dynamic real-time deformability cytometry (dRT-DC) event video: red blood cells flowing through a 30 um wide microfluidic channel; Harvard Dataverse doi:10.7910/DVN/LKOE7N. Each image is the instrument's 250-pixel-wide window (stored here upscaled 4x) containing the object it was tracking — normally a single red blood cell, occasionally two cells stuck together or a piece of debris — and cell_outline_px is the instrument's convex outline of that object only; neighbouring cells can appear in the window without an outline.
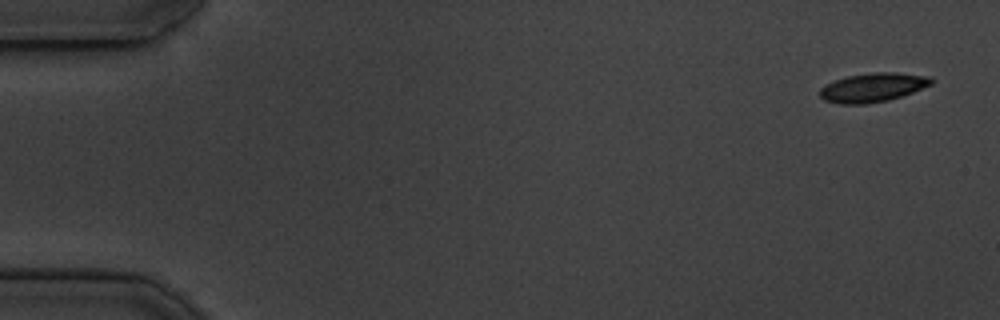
{"species": "common noctule bat (a hibernating species)", "species_latin": "Nyctalus noctula", "temperature_condition": "cold", "stored_images_in_passage": 13, "camera_frame_rate_fps": 3000, "um_per_image_px": 0.085, "animal": {"sex": "male", "body_mass_g": 19.5, "forearm_length_mm": 54.6}, "frame": {"image": 1, "passage_image": 3, "time_ms": 0.667, "image_size_px": [1000, 320], "cell_outline_px": [[928, 80], [924, 84], [916, 88], [892, 96], [872, 100], [836, 100], [828, 96], [824, 92], [864, 76], [908, 76]], "centroid_in_image_um": [74.35, 7.46], "position_along_channel_um": 10.7, "area_um2": 12.14}}